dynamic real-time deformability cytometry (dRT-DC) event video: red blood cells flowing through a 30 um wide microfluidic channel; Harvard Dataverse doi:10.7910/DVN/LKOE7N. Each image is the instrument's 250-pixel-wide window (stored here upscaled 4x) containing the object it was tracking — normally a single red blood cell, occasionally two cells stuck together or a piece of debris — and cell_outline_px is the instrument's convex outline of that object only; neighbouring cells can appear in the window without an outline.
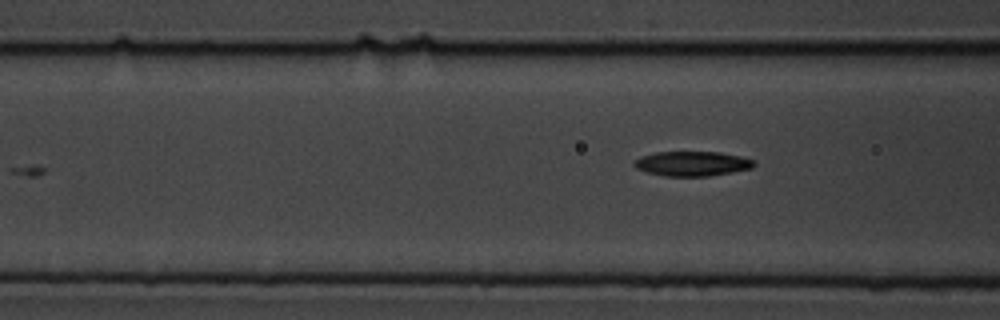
{"species": "common noctule bat (a hibernating species)", "species_latin": "Nyctalus noctula", "temperature_condition": "cold", "stored_images_in_passage": 8, "camera_frame_rate_fps": 3000, "um_per_image_px": 0.085, "animal": {"sex": "male", "body_mass_g": 19.5, "forearm_length_mm": 54.6}, "frame": {"image": 1, "passage_image": 8, "time_ms": 9.0, "image_size_px": [1000, 320], "cell_outline_px": [[756, 164], [752, 168], [732, 172], [708, 176], [664, 176], [648, 172], [636, 168], [632, 164], [636, 160], [644, 156], [656, 152], [720, 152], [740, 156], [752, 160]], "centroid_in_image_um": [58.85, 13.91], "position_along_channel_um": 107.8, "area_um2": 17.05}}